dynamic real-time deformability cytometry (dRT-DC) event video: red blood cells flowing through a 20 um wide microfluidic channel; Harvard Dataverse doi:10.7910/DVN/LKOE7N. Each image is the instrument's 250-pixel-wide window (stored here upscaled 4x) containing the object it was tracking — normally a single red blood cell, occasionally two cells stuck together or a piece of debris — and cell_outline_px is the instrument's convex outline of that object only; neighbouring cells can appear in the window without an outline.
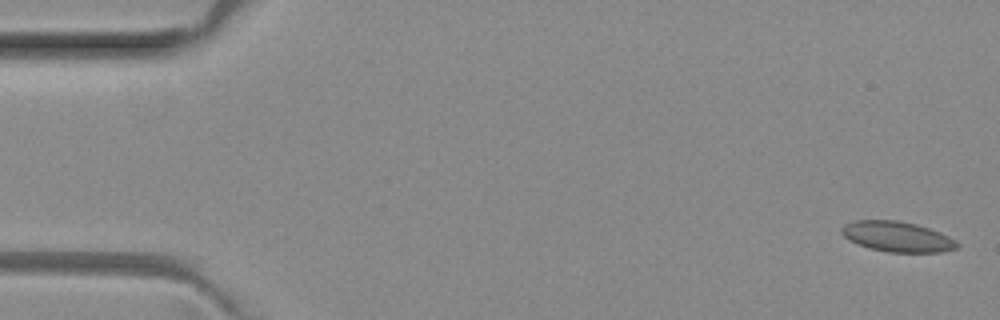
{"species": "common noctule bat (a hibernating species)", "species_latin": "Nyctalus noctula", "temperature_condition": "room temperature", "stored_images_in_passage": 3, "camera_frame_rate_fps": 3000, "um_per_image_px": 0.085, "animal": {"sex": "female", "body_mass_g": 29.2, "forearm_length_mm": 56.3}, "frame": {"image": 1, "passage_image": 1, "time_ms": 0.0, "image_size_px": [1000, 320], "cell_outline_px": [[960, 244], [956, 248], [940, 252], [888, 252], [872, 248], [848, 240], [840, 232], [840, 228], [844, 224], [852, 220], [896, 220], [916, 224], [940, 232], [956, 240]], "centroid_in_image_um": [76.24, 20.1], "position_along_channel_um": 8.8, "area_um2": 20.35}}